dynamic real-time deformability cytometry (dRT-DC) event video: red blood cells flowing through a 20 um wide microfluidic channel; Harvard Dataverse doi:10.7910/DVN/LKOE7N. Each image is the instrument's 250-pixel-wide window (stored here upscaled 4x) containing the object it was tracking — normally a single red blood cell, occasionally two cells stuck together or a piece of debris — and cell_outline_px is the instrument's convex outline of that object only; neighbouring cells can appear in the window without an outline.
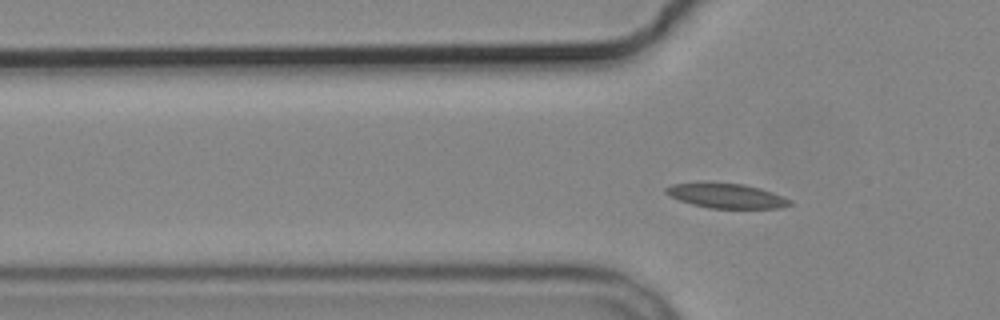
{"species": "common noctule bat (a hibernating species)", "species_latin": "Nyctalus noctula", "temperature_condition": "cold", "stored_images_in_passage": 4, "camera_frame_rate_fps": 3000, "um_per_image_px": 0.085, "animal": {"sex": "male", "body_mass_g": 19.2, "forearm_length_mm": 51.8}, "frame": {"image": 1, "passage_image": 3, "time_ms": 3.333, "image_size_px": [1000, 320], "cell_outline_px": [[792, 204], [780, 208], [708, 208], [692, 204], [668, 196], [664, 192], [664, 188], [672, 184], [744, 184], [760, 188], [772, 192], [792, 200]], "centroid_in_image_um": [61.76, 16.67], "position_along_channel_um": 64.0, "area_um2": 17.4}}
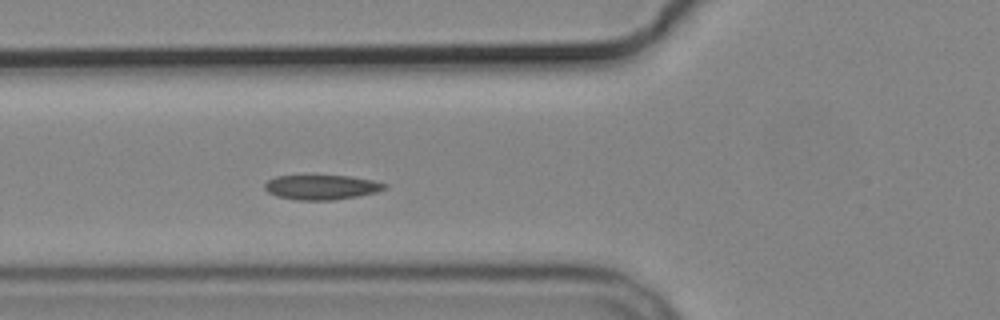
{"frame": {"image": 2, "passage_image": 4, "time_ms": 4.333, "image_size_px": [1000, 320], "cell_outline_px": [[388, 184], [384, 188], [376, 192], [356, 196], [332, 200], [296, 200], [276, 196], [268, 192], [264, 188], [264, 184], [268, 180], [276, 176], [348, 176], [372, 180]], "centroid_in_image_um": [27.29, 15.92], "position_along_channel_um": 98.5, "area_um2": 17.05}}